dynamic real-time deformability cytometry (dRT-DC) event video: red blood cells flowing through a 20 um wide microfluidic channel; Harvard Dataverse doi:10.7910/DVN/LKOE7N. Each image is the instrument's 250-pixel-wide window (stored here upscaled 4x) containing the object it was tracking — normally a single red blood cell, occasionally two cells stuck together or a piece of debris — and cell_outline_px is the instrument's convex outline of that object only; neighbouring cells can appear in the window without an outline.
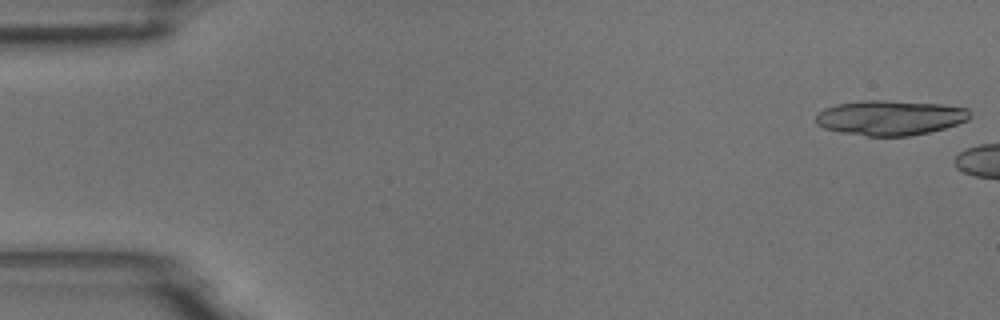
{"species": "common noctule bat (a hibernating species)", "species_latin": "Nyctalus noctula", "temperature_condition": "room temperature", "stored_images_in_passage": 3, "camera_frame_rate_fps": 3000, "um_per_image_px": 0.085, "animal": {"sex": "male", "body_mass_g": 18.8}, "frame": {"image": 1, "passage_image": 1, "time_ms": 0.0, "image_size_px": [1000, 320], "cell_outline_px": [[972, 116], [968, 120], [944, 128], [928, 132], [908, 136], [868, 136], [840, 132], [824, 128], [816, 124], [816, 116], [824, 108], [836, 104], [864, 100], [880, 100], [944, 104], [968, 108]], "centroid_in_image_um": [75.67, 10.0], "position_along_channel_um": 9.3, "area_um2": 31.39}}